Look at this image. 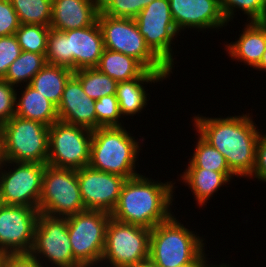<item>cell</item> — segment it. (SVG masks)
I'll list each match as a JSON object with an SVG mask.
<instances>
[{
    "mask_svg": "<svg viewBox=\"0 0 266 267\" xmlns=\"http://www.w3.org/2000/svg\"><path fill=\"white\" fill-rule=\"evenodd\" d=\"M5 255H6L5 253L0 252V267H1V265H2V262H3V260H4Z\"/></svg>",
    "mask_w": 266,
    "mask_h": 267,
    "instance_id": "cell-44",
    "label": "cell"
},
{
    "mask_svg": "<svg viewBox=\"0 0 266 267\" xmlns=\"http://www.w3.org/2000/svg\"><path fill=\"white\" fill-rule=\"evenodd\" d=\"M177 267H197V265H189V266H177Z\"/></svg>",
    "mask_w": 266,
    "mask_h": 267,
    "instance_id": "cell-45",
    "label": "cell"
},
{
    "mask_svg": "<svg viewBox=\"0 0 266 267\" xmlns=\"http://www.w3.org/2000/svg\"><path fill=\"white\" fill-rule=\"evenodd\" d=\"M49 126L14 115L2 125L1 160L47 164Z\"/></svg>",
    "mask_w": 266,
    "mask_h": 267,
    "instance_id": "cell-6",
    "label": "cell"
},
{
    "mask_svg": "<svg viewBox=\"0 0 266 267\" xmlns=\"http://www.w3.org/2000/svg\"><path fill=\"white\" fill-rule=\"evenodd\" d=\"M253 176L266 182V134H260L257 141L255 167L249 178Z\"/></svg>",
    "mask_w": 266,
    "mask_h": 267,
    "instance_id": "cell-37",
    "label": "cell"
},
{
    "mask_svg": "<svg viewBox=\"0 0 266 267\" xmlns=\"http://www.w3.org/2000/svg\"><path fill=\"white\" fill-rule=\"evenodd\" d=\"M174 216L151 229L149 258L157 267L198 265L206 256L204 240Z\"/></svg>",
    "mask_w": 266,
    "mask_h": 267,
    "instance_id": "cell-4",
    "label": "cell"
},
{
    "mask_svg": "<svg viewBox=\"0 0 266 267\" xmlns=\"http://www.w3.org/2000/svg\"><path fill=\"white\" fill-rule=\"evenodd\" d=\"M105 47L98 22L86 28L59 31L50 28L46 62L76 71L97 67Z\"/></svg>",
    "mask_w": 266,
    "mask_h": 267,
    "instance_id": "cell-3",
    "label": "cell"
},
{
    "mask_svg": "<svg viewBox=\"0 0 266 267\" xmlns=\"http://www.w3.org/2000/svg\"><path fill=\"white\" fill-rule=\"evenodd\" d=\"M195 151L189 159L188 168H203L216 172H232L226 162L225 157L200 135H198Z\"/></svg>",
    "mask_w": 266,
    "mask_h": 267,
    "instance_id": "cell-29",
    "label": "cell"
},
{
    "mask_svg": "<svg viewBox=\"0 0 266 267\" xmlns=\"http://www.w3.org/2000/svg\"><path fill=\"white\" fill-rule=\"evenodd\" d=\"M46 64L45 54L22 51L20 56L9 66L3 79L15 87L24 82V85H28Z\"/></svg>",
    "mask_w": 266,
    "mask_h": 267,
    "instance_id": "cell-26",
    "label": "cell"
},
{
    "mask_svg": "<svg viewBox=\"0 0 266 267\" xmlns=\"http://www.w3.org/2000/svg\"><path fill=\"white\" fill-rule=\"evenodd\" d=\"M48 267L47 263H45ZM1 267H43L41 263L30 254H6Z\"/></svg>",
    "mask_w": 266,
    "mask_h": 267,
    "instance_id": "cell-38",
    "label": "cell"
},
{
    "mask_svg": "<svg viewBox=\"0 0 266 267\" xmlns=\"http://www.w3.org/2000/svg\"><path fill=\"white\" fill-rule=\"evenodd\" d=\"M128 267H157L155 265V263L149 258V259H146L142 262H138L136 263L135 265H131V266H128Z\"/></svg>",
    "mask_w": 266,
    "mask_h": 267,
    "instance_id": "cell-40",
    "label": "cell"
},
{
    "mask_svg": "<svg viewBox=\"0 0 266 267\" xmlns=\"http://www.w3.org/2000/svg\"><path fill=\"white\" fill-rule=\"evenodd\" d=\"M39 210L0 203V252L29 254Z\"/></svg>",
    "mask_w": 266,
    "mask_h": 267,
    "instance_id": "cell-15",
    "label": "cell"
},
{
    "mask_svg": "<svg viewBox=\"0 0 266 267\" xmlns=\"http://www.w3.org/2000/svg\"><path fill=\"white\" fill-rule=\"evenodd\" d=\"M22 50L15 34L0 37V79H3L9 66L16 60Z\"/></svg>",
    "mask_w": 266,
    "mask_h": 267,
    "instance_id": "cell-33",
    "label": "cell"
},
{
    "mask_svg": "<svg viewBox=\"0 0 266 267\" xmlns=\"http://www.w3.org/2000/svg\"><path fill=\"white\" fill-rule=\"evenodd\" d=\"M74 75L80 80L84 92L94 101L116 94L118 82L97 67L76 70Z\"/></svg>",
    "mask_w": 266,
    "mask_h": 267,
    "instance_id": "cell-27",
    "label": "cell"
},
{
    "mask_svg": "<svg viewBox=\"0 0 266 267\" xmlns=\"http://www.w3.org/2000/svg\"><path fill=\"white\" fill-rule=\"evenodd\" d=\"M110 218L111 214L102 210H85L67 217L73 257L81 266L101 264Z\"/></svg>",
    "mask_w": 266,
    "mask_h": 267,
    "instance_id": "cell-8",
    "label": "cell"
},
{
    "mask_svg": "<svg viewBox=\"0 0 266 267\" xmlns=\"http://www.w3.org/2000/svg\"><path fill=\"white\" fill-rule=\"evenodd\" d=\"M24 87L20 98L16 92L15 115L47 126L59 121L57 107L51 101L29 84Z\"/></svg>",
    "mask_w": 266,
    "mask_h": 267,
    "instance_id": "cell-22",
    "label": "cell"
},
{
    "mask_svg": "<svg viewBox=\"0 0 266 267\" xmlns=\"http://www.w3.org/2000/svg\"><path fill=\"white\" fill-rule=\"evenodd\" d=\"M100 12L111 17L135 18L138 11L134 0H103L100 3Z\"/></svg>",
    "mask_w": 266,
    "mask_h": 267,
    "instance_id": "cell-35",
    "label": "cell"
},
{
    "mask_svg": "<svg viewBox=\"0 0 266 267\" xmlns=\"http://www.w3.org/2000/svg\"><path fill=\"white\" fill-rule=\"evenodd\" d=\"M221 11L228 23L232 21L235 9H241L251 21H266V0H219Z\"/></svg>",
    "mask_w": 266,
    "mask_h": 267,
    "instance_id": "cell-31",
    "label": "cell"
},
{
    "mask_svg": "<svg viewBox=\"0 0 266 267\" xmlns=\"http://www.w3.org/2000/svg\"><path fill=\"white\" fill-rule=\"evenodd\" d=\"M99 4L103 1V0H96Z\"/></svg>",
    "mask_w": 266,
    "mask_h": 267,
    "instance_id": "cell-47",
    "label": "cell"
},
{
    "mask_svg": "<svg viewBox=\"0 0 266 267\" xmlns=\"http://www.w3.org/2000/svg\"><path fill=\"white\" fill-rule=\"evenodd\" d=\"M8 163L13 164V170L2 169ZM46 165L0 160V203L38 209Z\"/></svg>",
    "mask_w": 266,
    "mask_h": 267,
    "instance_id": "cell-12",
    "label": "cell"
},
{
    "mask_svg": "<svg viewBox=\"0 0 266 267\" xmlns=\"http://www.w3.org/2000/svg\"><path fill=\"white\" fill-rule=\"evenodd\" d=\"M96 129L99 127H122L119 102L116 94L103 96L95 101Z\"/></svg>",
    "mask_w": 266,
    "mask_h": 267,
    "instance_id": "cell-32",
    "label": "cell"
},
{
    "mask_svg": "<svg viewBox=\"0 0 266 267\" xmlns=\"http://www.w3.org/2000/svg\"><path fill=\"white\" fill-rule=\"evenodd\" d=\"M149 228L123 223L110 218L106 229L105 248L101 266L128 267L149 259ZM110 264V265H109Z\"/></svg>",
    "mask_w": 266,
    "mask_h": 267,
    "instance_id": "cell-10",
    "label": "cell"
},
{
    "mask_svg": "<svg viewBox=\"0 0 266 267\" xmlns=\"http://www.w3.org/2000/svg\"><path fill=\"white\" fill-rule=\"evenodd\" d=\"M100 4L96 0H52L50 28L68 31L97 22Z\"/></svg>",
    "mask_w": 266,
    "mask_h": 267,
    "instance_id": "cell-19",
    "label": "cell"
},
{
    "mask_svg": "<svg viewBox=\"0 0 266 267\" xmlns=\"http://www.w3.org/2000/svg\"><path fill=\"white\" fill-rule=\"evenodd\" d=\"M16 90L4 79H0V124L3 125L15 115Z\"/></svg>",
    "mask_w": 266,
    "mask_h": 267,
    "instance_id": "cell-34",
    "label": "cell"
},
{
    "mask_svg": "<svg viewBox=\"0 0 266 267\" xmlns=\"http://www.w3.org/2000/svg\"><path fill=\"white\" fill-rule=\"evenodd\" d=\"M92 130L62 121L49 126L47 165L55 168L81 169L89 165Z\"/></svg>",
    "mask_w": 266,
    "mask_h": 267,
    "instance_id": "cell-11",
    "label": "cell"
},
{
    "mask_svg": "<svg viewBox=\"0 0 266 267\" xmlns=\"http://www.w3.org/2000/svg\"><path fill=\"white\" fill-rule=\"evenodd\" d=\"M29 254L43 267L44 260L49 261L53 267H81L73 257L67 218L39 213Z\"/></svg>",
    "mask_w": 266,
    "mask_h": 267,
    "instance_id": "cell-13",
    "label": "cell"
},
{
    "mask_svg": "<svg viewBox=\"0 0 266 267\" xmlns=\"http://www.w3.org/2000/svg\"><path fill=\"white\" fill-rule=\"evenodd\" d=\"M134 20L146 45L172 71L174 59L171 44L179 31L172 18L169 0H153Z\"/></svg>",
    "mask_w": 266,
    "mask_h": 267,
    "instance_id": "cell-14",
    "label": "cell"
},
{
    "mask_svg": "<svg viewBox=\"0 0 266 267\" xmlns=\"http://www.w3.org/2000/svg\"><path fill=\"white\" fill-rule=\"evenodd\" d=\"M73 74L70 68L47 63L29 85L58 107L65 85Z\"/></svg>",
    "mask_w": 266,
    "mask_h": 267,
    "instance_id": "cell-24",
    "label": "cell"
},
{
    "mask_svg": "<svg viewBox=\"0 0 266 267\" xmlns=\"http://www.w3.org/2000/svg\"><path fill=\"white\" fill-rule=\"evenodd\" d=\"M2 156V125L0 124V160Z\"/></svg>",
    "mask_w": 266,
    "mask_h": 267,
    "instance_id": "cell-43",
    "label": "cell"
},
{
    "mask_svg": "<svg viewBox=\"0 0 266 267\" xmlns=\"http://www.w3.org/2000/svg\"><path fill=\"white\" fill-rule=\"evenodd\" d=\"M169 6L180 33L185 28L206 30L227 26L219 0H169Z\"/></svg>",
    "mask_w": 266,
    "mask_h": 267,
    "instance_id": "cell-17",
    "label": "cell"
},
{
    "mask_svg": "<svg viewBox=\"0 0 266 267\" xmlns=\"http://www.w3.org/2000/svg\"><path fill=\"white\" fill-rule=\"evenodd\" d=\"M104 47L138 60L152 72H172L146 45L133 18L111 17L99 12Z\"/></svg>",
    "mask_w": 266,
    "mask_h": 267,
    "instance_id": "cell-7",
    "label": "cell"
},
{
    "mask_svg": "<svg viewBox=\"0 0 266 267\" xmlns=\"http://www.w3.org/2000/svg\"><path fill=\"white\" fill-rule=\"evenodd\" d=\"M239 40L226 44V51L232 60L256 68L266 49V21H248Z\"/></svg>",
    "mask_w": 266,
    "mask_h": 267,
    "instance_id": "cell-20",
    "label": "cell"
},
{
    "mask_svg": "<svg viewBox=\"0 0 266 267\" xmlns=\"http://www.w3.org/2000/svg\"><path fill=\"white\" fill-rule=\"evenodd\" d=\"M153 0H134L135 9L140 13Z\"/></svg>",
    "mask_w": 266,
    "mask_h": 267,
    "instance_id": "cell-39",
    "label": "cell"
},
{
    "mask_svg": "<svg viewBox=\"0 0 266 267\" xmlns=\"http://www.w3.org/2000/svg\"><path fill=\"white\" fill-rule=\"evenodd\" d=\"M97 68L117 82L139 78L147 69L135 58L104 49Z\"/></svg>",
    "mask_w": 266,
    "mask_h": 267,
    "instance_id": "cell-25",
    "label": "cell"
},
{
    "mask_svg": "<svg viewBox=\"0 0 266 267\" xmlns=\"http://www.w3.org/2000/svg\"><path fill=\"white\" fill-rule=\"evenodd\" d=\"M57 113L59 121L96 129L95 101L84 92L80 80L74 74L65 85Z\"/></svg>",
    "mask_w": 266,
    "mask_h": 267,
    "instance_id": "cell-18",
    "label": "cell"
},
{
    "mask_svg": "<svg viewBox=\"0 0 266 267\" xmlns=\"http://www.w3.org/2000/svg\"><path fill=\"white\" fill-rule=\"evenodd\" d=\"M174 183L153 181L138 174L127 179L111 217L123 223L153 229L171 216Z\"/></svg>",
    "mask_w": 266,
    "mask_h": 267,
    "instance_id": "cell-2",
    "label": "cell"
},
{
    "mask_svg": "<svg viewBox=\"0 0 266 267\" xmlns=\"http://www.w3.org/2000/svg\"><path fill=\"white\" fill-rule=\"evenodd\" d=\"M183 175H180L186 183L201 207L206 205L210 197L217 192L222 185L224 186L232 180L233 172H216L203 168H187Z\"/></svg>",
    "mask_w": 266,
    "mask_h": 267,
    "instance_id": "cell-23",
    "label": "cell"
},
{
    "mask_svg": "<svg viewBox=\"0 0 266 267\" xmlns=\"http://www.w3.org/2000/svg\"><path fill=\"white\" fill-rule=\"evenodd\" d=\"M20 22L10 0H0V37L16 33Z\"/></svg>",
    "mask_w": 266,
    "mask_h": 267,
    "instance_id": "cell-36",
    "label": "cell"
},
{
    "mask_svg": "<svg viewBox=\"0 0 266 267\" xmlns=\"http://www.w3.org/2000/svg\"><path fill=\"white\" fill-rule=\"evenodd\" d=\"M206 259H208V258H204L198 265H197V267H230L229 266V264H228V266L226 265V263L224 264H220V265H212V264H210V265H208V262H207V260Z\"/></svg>",
    "mask_w": 266,
    "mask_h": 267,
    "instance_id": "cell-41",
    "label": "cell"
},
{
    "mask_svg": "<svg viewBox=\"0 0 266 267\" xmlns=\"http://www.w3.org/2000/svg\"><path fill=\"white\" fill-rule=\"evenodd\" d=\"M249 115L194 117L198 134L225 157L237 177L248 178L255 167L256 146L261 133Z\"/></svg>",
    "mask_w": 266,
    "mask_h": 267,
    "instance_id": "cell-1",
    "label": "cell"
},
{
    "mask_svg": "<svg viewBox=\"0 0 266 267\" xmlns=\"http://www.w3.org/2000/svg\"><path fill=\"white\" fill-rule=\"evenodd\" d=\"M81 267H95V266H81ZM98 267H101V266L98 265Z\"/></svg>",
    "mask_w": 266,
    "mask_h": 267,
    "instance_id": "cell-46",
    "label": "cell"
},
{
    "mask_svg": "<svg viewBox=\"0 0 266 267\" xmlns=\"http://www.w3.org/2000/svg\"><path fill=\"white\" fill-rule=\"evenodd\" d=\"M50 26L20 24L15 33L22 51L46 54Z\"/></svg>",
    "mask_w": 266,
    "mask_h": 267,
    "instance_id": "cell-30",
    "label": "cell"
},
{
    "mask_svg": "<svg viewBox=\"0 0 266 267\" xmlns=\"http://www.w3.org/2000/svg\"><path fill=\"white\" fill-rule=\"evenodd\" d=\"M80 195L86 210H102L111 214L127 180L117 174L102 172L89 165L77 169Z\"/></svg>",
    "mask_w": 266,
    "mask_h": 267,
    "instance_id": "cell-16",
    "label": "cell"
},
{
    "mask_svg": "<svg viewBox=\"0 0 266 267\" xmlns=\"http://www.w3.org/2000/svg\"><path fill=\"white\" fill-rule=\"evenodd\" d=\"M172 72H152L146 70L139 78L121 81L117 84L116 97L119 102V109L121 115L133 116L140 113L147 104V95L145 86L142 84H148L151 82H160Z\"/></svg>",
    "mask_w": 266,
    "mask_h": 267,
    "instance_id": "cell-21",
    "label": "cell"
},
{
    "mask_svg": "<svg viewBox=\"0 0 266 267\" xmlns=\"http://www.w3.org/2000/svg\"><path fill=\"white\" fill-rule=\"evenodd\" d=\"M20 24L50 26L52 0H10Z\"/></svg>",
    "mask_w": 266,
    "mask_h": 267,
    "instance_id": "cell-28",
    "label": "cell"
},
{
    "mask_svg": "<svg viewBox=\"0 0 266 267\" xmlns=\"http://www.w3.org/2000/svg\"><path fill=\"white\" fill-rule=\"evenodd\" d=\"M39 213L67 218L85 211L77 170L45 166Z\"/></svg>",
    "mask_w": 266,
    "mask_h": 267,
    "instance_id": "cell-9",
    "label": "cell"
},
{
    "mask_svg": "<svg viewBox=\"0 0 266 267\" xmlns=\"http://www.w3.org/2000/svg\"><path fill=\"white\" fill-rule=\"evenodd\" d=\"M255 69L264 70L266 72V49L263 53V56H262V59H261L259 65Z\"/></svg>",
    "mask_w": 266,
    "mask_h": 267,
    "instance_id": "cell-42",
    "label": "cell"
},
{
    "mask_svg": "<svg viewBox=\"0 0 266 267\" xmlns=\"http://www.w3.org/2000/svg\"><path fill=\"white\" fill-rule=\"evenodd\" d=\"M122 127H99L92 130L89 166L126 179L137 176L135 170L141 145ZM140 145V146H139Z\"/></svg>",
    "mask_w": 266,
    "mask_h": 267,
    "instance_id": "cell-5",
    "label": "cell"
}]
</instances>
